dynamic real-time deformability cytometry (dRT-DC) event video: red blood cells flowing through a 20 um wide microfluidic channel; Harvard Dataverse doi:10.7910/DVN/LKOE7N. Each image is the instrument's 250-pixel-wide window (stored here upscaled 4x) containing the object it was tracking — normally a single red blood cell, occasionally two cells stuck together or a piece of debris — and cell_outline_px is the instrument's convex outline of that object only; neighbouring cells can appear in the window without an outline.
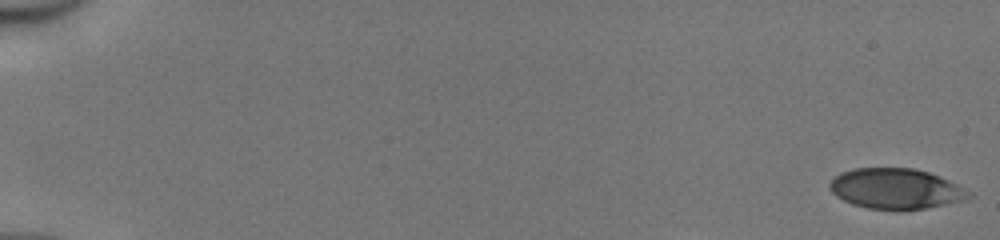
{"species": "human", "species_latin": "Homo sapiens", "temperature_condition": "cold", "stored_images_in_passage": 38, "camera_frame_rate_fps": 3000, "um_per_image_px": 0.085, "donor": {"sex": "male"}, "frame": {"image": 1, "passage_image": 1, "time_ms": 0.0, "image_size_px": [1000, 240], "cell_outline_px": [[972, 196], [968, 200], [924, 208], [868, 208], [852, 204], [836, 196], [828, 188], [828, 184], [840, 172], [852, 168], [912, 168], [928, 172], [940, 176], [972, 192]], "centroid_in_image_um": [76.15, 16.02], "position_along_channel_um": 8.9, "area_um2": 32.48}}
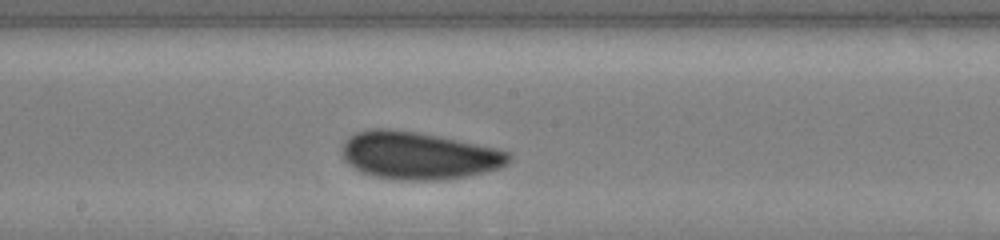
{"frame": {"image": 2, "passage_image": 24, "time_ms": 7.667, "image_size_px": [1000, 240], "cell_outline_px": [[512, 160], [508, 164], [500, 168], [468, 176], [448, 180], [396, 180], [372, 176], [360, 172], [352, 168], [344, 160], [340, 152], [340, 148], [344, 140], [348, 136], [356, 132], [368, 128], [388, 128], [416, 132], [440, 136], [496, 148], [508, 152], [512, 156]], "centroid_in_image_um": [35.53, 13.22], "position_along_channel_um": 212.7, "area_um2": 47.05}}
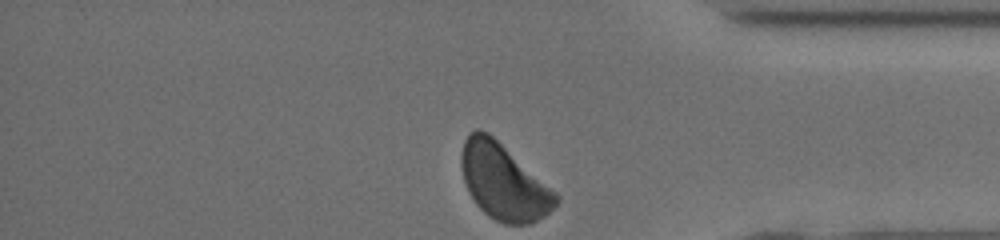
{"frame": {"image": 3, "passage_image": 38, "time_ms": 12.333, "image_size_px": [1000, 240], "cell_outline_px": [[560, 200], [544, 216], [528, 224], [504, 224], [488, 216], [476, 204], [468, 192], [464, 180], [460, 164], [460, 156], [464, 140], [468, 132], [476, 128], [480, 128], [488, 132], [556, 192], [560, 196]], "centroid_in_image_um": [42.77, 15.44], "position_along_channel_um": 392.4, "area_um2": 41.62}, "authors_computed_cell_mechanics": {"area_um2": 43.7835, "velocity_mm_per_s": 4.0876, "shape_relaxation_time_tau1_ms": 1.7575, "shape_relaxation_time_tau2_ms": null, "deformation_change_tau1": 0.0738, "deformation_change_tau2": null}}